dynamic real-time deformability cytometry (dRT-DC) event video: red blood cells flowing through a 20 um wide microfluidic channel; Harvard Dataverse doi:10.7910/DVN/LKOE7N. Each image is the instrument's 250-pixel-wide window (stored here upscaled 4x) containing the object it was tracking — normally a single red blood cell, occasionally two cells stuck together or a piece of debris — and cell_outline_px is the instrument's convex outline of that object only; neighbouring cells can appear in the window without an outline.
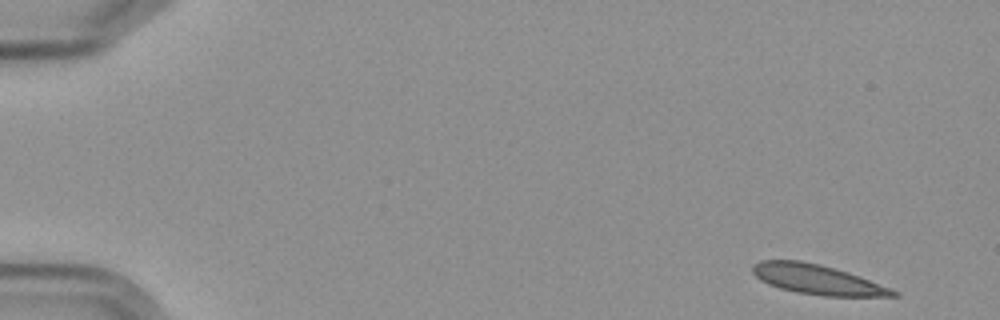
{"species": "Egyptian fruit bat (a non-hibernating species)", "species_latin": "Rousettus aegyptiacus", "temperature_condition": "cold", "stored_images_in_passage": 5, "camera_frame_rate_fps": 3000, "um_per_image_px": 0.085, "frame": {"image": 1, "passage_image": 1, "time_ms": 0.0, "image_size_px": [1000, 320], "cell_outline_px": [[900, 296], [824, 296], [796, 292], [780, 288], [768, 284], [760, 280], [752, 272], [752, 264], [760, 260], [800, 260], [820, 264], [848, 272], [860, 276], [900, 292]], "centroid_in_image_um": [69.45, 23.75], "position_along_channel_um": 15.5, "area_um2": 24.39}}
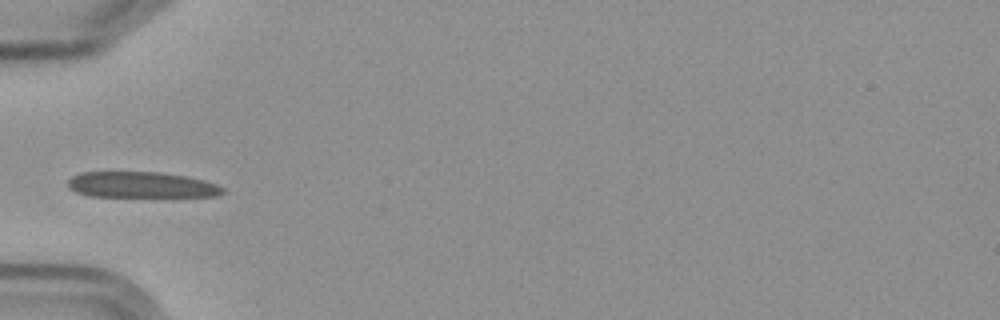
{"frame": {"image": 2, "passage_image": 5, "time_ms": 5.333, "image_size_px": [1000, 320], "cell_outline_px": [[224, 192], [220, 196], [88, 196], [76, 192], [68, 188], [68, 180], [72, 176], [80, 172], [160, 172], [188, 176], [204, 180], [216, 184], [224, 188]], "centroid_in_image_um": [12.01, 15.7], "position_along_channel_um": 73.0, "area_um2": 23.41}}